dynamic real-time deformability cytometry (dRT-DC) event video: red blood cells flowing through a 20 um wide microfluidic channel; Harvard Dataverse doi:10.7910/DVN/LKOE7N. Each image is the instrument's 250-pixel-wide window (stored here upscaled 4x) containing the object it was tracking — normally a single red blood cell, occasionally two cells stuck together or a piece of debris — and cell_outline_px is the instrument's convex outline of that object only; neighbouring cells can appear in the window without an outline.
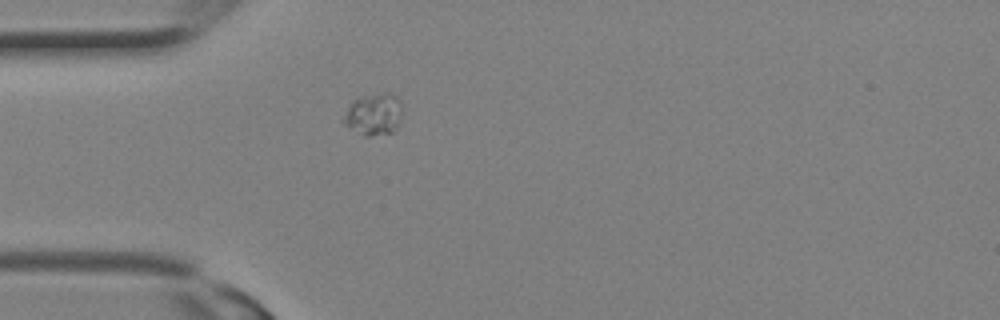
{"species": "Egyptian fruit bat (a non-hibernating species)", "species_latin": "Rousettus aegyptiacus", "temperature_condition": "room temperature", "stored_images_in_passage": 21, "camera_frame_rate_fps": 3000, "um_per_image_px": 0.085, "animal": {"sex": "female"}, "frame": {"image": 1, "passage_image": 1, "time_ms": 0.0, "image_size_px": [1000, 320], "cell_outline_px": [[400, 120], [396, 132], [368, 136], [364, 136], [340, 120], [352, 104], [360, 96], [384, 92], [388, 92], [396, 96], [400, 100]], "centroid_in_image_um": [31.8, 9.72], "position_along_channel_um": 53.2, "area_um2": 14.16}}
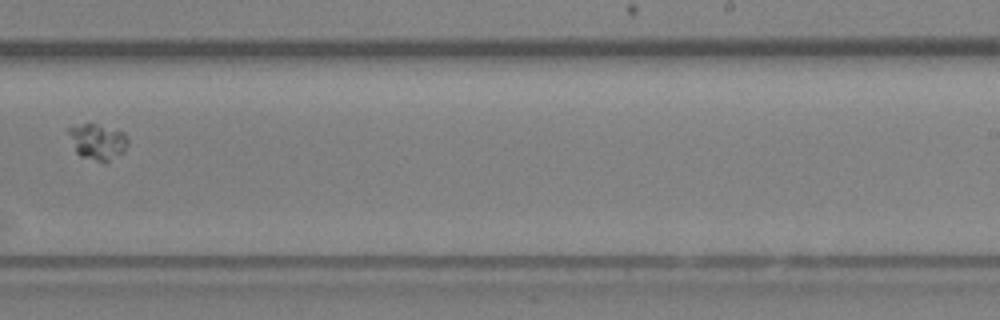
{"frame": {"image": 2, "passage_image": 11, "time_ms": 3.333, "image_size_px": [1000, 320], "cell_outline_px": [[128, 144], [124, 152], [108, 164], [104, 164], [80, 156], [76, 152], [68, 132], [68, 128], [84, 124], [96, 124], [124, 132], [128, 136]], "centroid_in_image_um": [8.35, 12.1], "position_along_channel_um": 280.6, "area_um2": 12.6}}
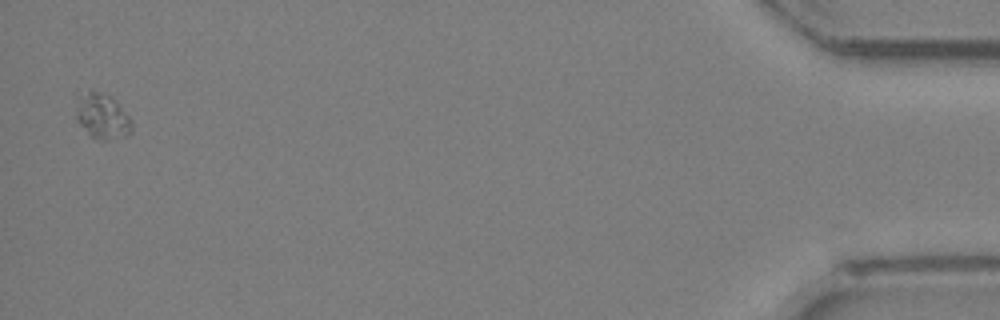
{"frame": {"image": 3, "passage_image": 21, "time_ms": 6.667, "image_size_px": [1000, 320], "cell_outline_px": [[132, 132], [128, 136], [104, 140], [96, 140], [76, 120], [76, 92], [100, 92], [112, 96], [116, 100], [128, 116], [132, 124]], "centroid_in_image_um": [8.67, 9.86], "position_along_channel_um": 426.5, "area_um2": 14.91}}